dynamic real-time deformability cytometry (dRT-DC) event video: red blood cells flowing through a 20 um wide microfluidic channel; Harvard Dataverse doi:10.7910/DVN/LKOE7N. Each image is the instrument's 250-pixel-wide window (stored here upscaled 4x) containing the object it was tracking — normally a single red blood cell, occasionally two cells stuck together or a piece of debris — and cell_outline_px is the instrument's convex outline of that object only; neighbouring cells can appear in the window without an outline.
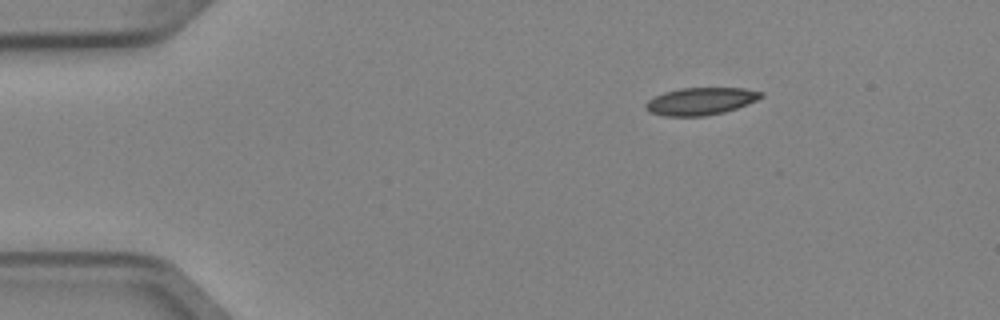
{"species": "Egyptian fruit bat (a non-hibernating species)", "species_latin": "Rousettus aegyptiacus", "temperature_condition": "cold", "stored_images_in_passage": 4, "segment_of_instrument_passage": [2, 2], "camera_frame_rate_fps": 3000, "um_per_image_px": 0.085, "animal": {"sex": "female"}, "frame": {"image": 1, "passage_image": 4, "time_ms": 1.0, "image_size_px": [1000, 320], "cell_outline_px": [[764, 96], [748, 104], [724, 112], [704, 116], [664, 116], [648, 112], [644, 108], [644, 104], [648, 100], [664, 92], [680, 88], [744, 88], [764, 92]], "centroid_in_image_um": [59.54, 8.6], "position_along_channel_um": 25.5, "area_um2": 18.5}}